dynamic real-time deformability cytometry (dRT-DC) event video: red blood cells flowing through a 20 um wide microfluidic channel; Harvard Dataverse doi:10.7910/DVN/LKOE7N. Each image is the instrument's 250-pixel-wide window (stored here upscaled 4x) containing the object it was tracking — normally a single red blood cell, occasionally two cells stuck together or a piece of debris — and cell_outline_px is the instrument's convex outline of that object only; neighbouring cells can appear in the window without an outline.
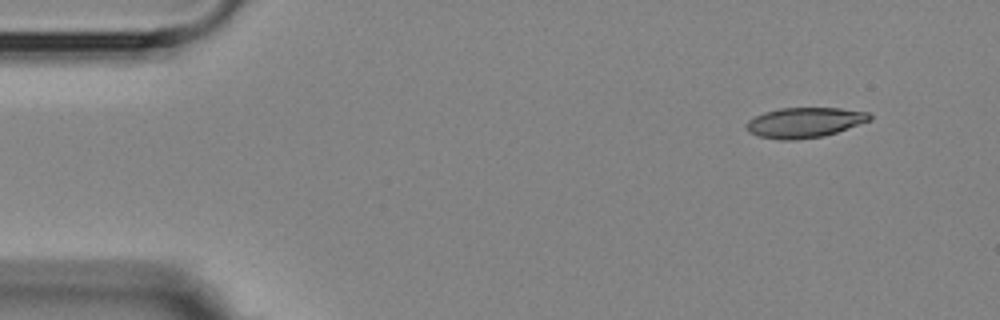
{"species": "Egyptian fruit bat (a non-hibernating species)", "species_latin": "Rousettus aegyptiacus", "temperature_condition": "room temperature", "stored_images_in_passage": 5, "camera_frame_rate_fps": 3000, "um_per_image_px": 0.085, "animal": {"sex": "female"}, "frame": {"image": 1, "passage_image": 1, "time_ms": 0.0, "image_size_px": [1000, 320], "cell_outline_px": [[872, 120], [824, 136], [796, 140], [780, 140], [760, 136], [748, 132], [744, 124], [748, 120], [764, 112], [780, 108], [840, 108], [868, 112], [872, 116]], "centroid_in_image_um": [68.38, 10.41], "position_along_channel_um": 16.6, "area_um2": 21.73}}
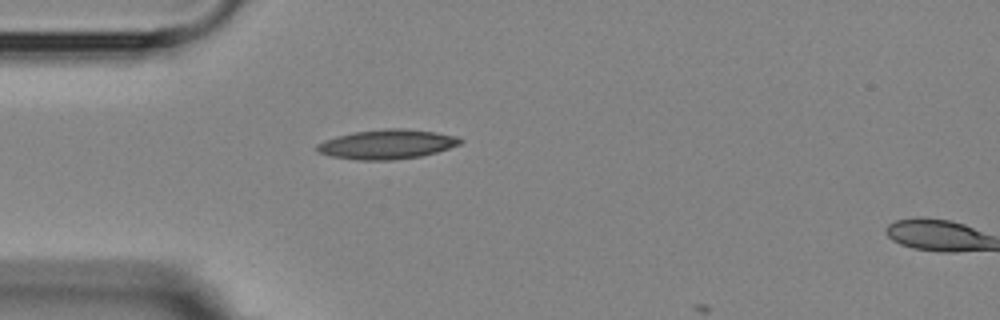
{"frame": {"image": 2, "passage_image": 4, "time_ms": 3.333, "image_size_px": [1000, 320], "cell_outline_px": [[464, 140], [460, 144], [436, 152], [420, 156], [392, 160], [356, 160], [332, 156], [320, 152], [316, 148], [316, 144], [324, 140], [336, 136], [352, 132], [384, 128], [404, 128], [436, 132], [456, 136]], "centroid_in_image_um": [32.89, 12.25], "position_along_channel_um": 52.1, "area_um2": 24.62}}